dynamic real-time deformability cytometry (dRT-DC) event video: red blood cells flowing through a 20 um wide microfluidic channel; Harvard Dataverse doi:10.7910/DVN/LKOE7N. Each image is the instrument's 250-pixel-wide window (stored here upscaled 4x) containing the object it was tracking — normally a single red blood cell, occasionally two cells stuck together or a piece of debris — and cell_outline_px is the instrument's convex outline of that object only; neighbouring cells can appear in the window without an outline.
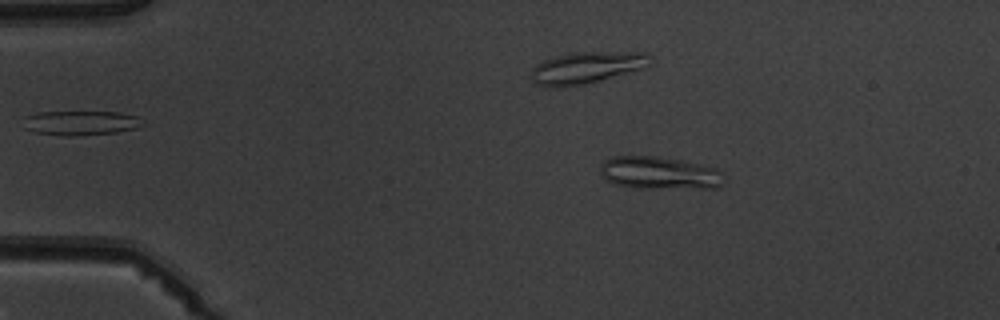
{"species": "common noctule bat (a hibernating species)", "species_latin": "Nyctalus noctula", "temperature_condition": "warm", "stored_images_in_passage": 4, "camera_frame_rate_fps": 3000, "um_per_image_px": 0.085, "animal": {"sex": "male", "body_mass_g": 19.5, "forearm_length_mm": 54.6}, "frame": {"image": 1, "passage_image": 1, "time_ms": 0.0, "image_size_px": [1000, 320], "cell_outline_px": [[724, 184], [720, 188], [632, 188], [612, 184], [604, 180], [600, 172], [600, 164], [604, 160], [612, 156], [656, 156], [680, 160], [716, 168], [720, 172]], "centroid_in_image_um": [55.99, 14.72], "position_along_channel_um": 29.0, "area_um2": 23.87}}
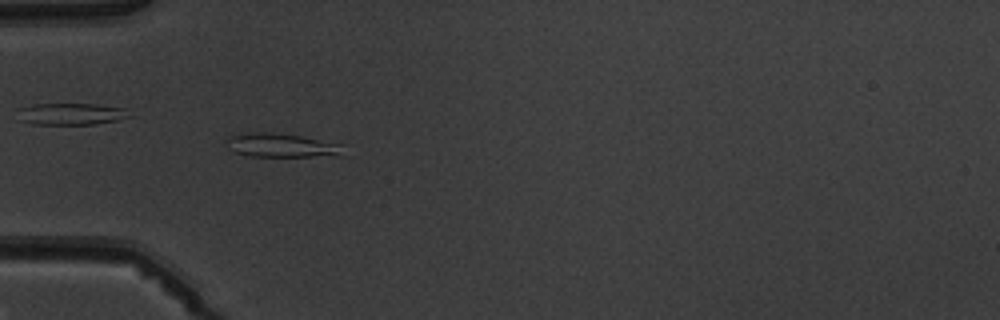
{"frame": {"image": 2, "passage_image": 3, "time_ms": 2.333, "image_size_px": [1000, 320], "cell_outline_px": [[344, 156], [252, 156], [236, 152], [228, 148], [224, 140], [228, 136], [248, 132], [268, 132], [300, 136], [344, 144]], "centroid_in_image_um": [23.95, 12.35], "position_along_channel_um": 61.0, "area_um2": 16.42}}